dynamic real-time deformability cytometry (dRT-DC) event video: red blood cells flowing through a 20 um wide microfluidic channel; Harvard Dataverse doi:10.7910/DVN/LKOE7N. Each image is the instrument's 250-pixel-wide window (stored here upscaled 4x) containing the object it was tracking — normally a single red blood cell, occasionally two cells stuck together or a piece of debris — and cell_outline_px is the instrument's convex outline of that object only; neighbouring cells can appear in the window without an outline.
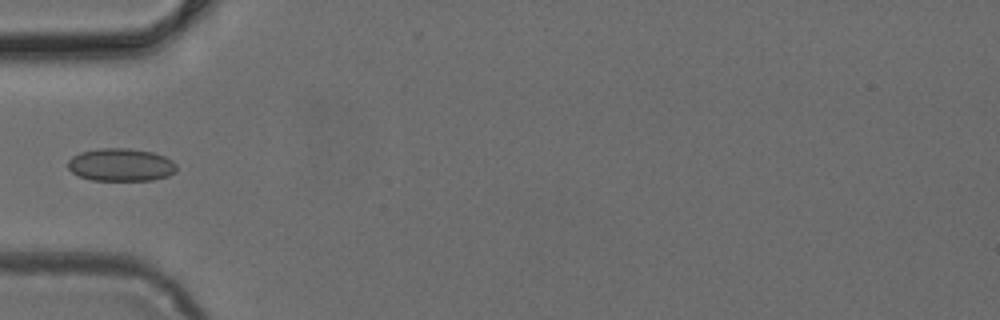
{"species": "common noctule bat (a hibernating species)", "species_latin": "Nyctalus noctula", "temperature_condition": "cold", "stored_images_in_passage": 4, "camera_frame_rate_fps": 3000, "um_per_image_px": 0.085, "animal": {"sex": "female", "body_mass_g": 24.6, "forearm_length_mm": 56.2}, "frame": {"image": 1, "passage_image": 3, "time_ms": 0.667, "image_size_px": [1000, 320], "cell_outline_px": [[176, 172], [168, 176], [152, 180], [92, 180], [80, 176], [72, 172], [68, 168], [68, 160], [72, 156], [80, 152], [100, 148], [128, 148], [152, 152], [164, 156], [172, 160], [176, 164]], "centroid_in_image_um": [10.28, 14.0], "position_along_channel_um": 74.7, "area_um2": 20.81}}
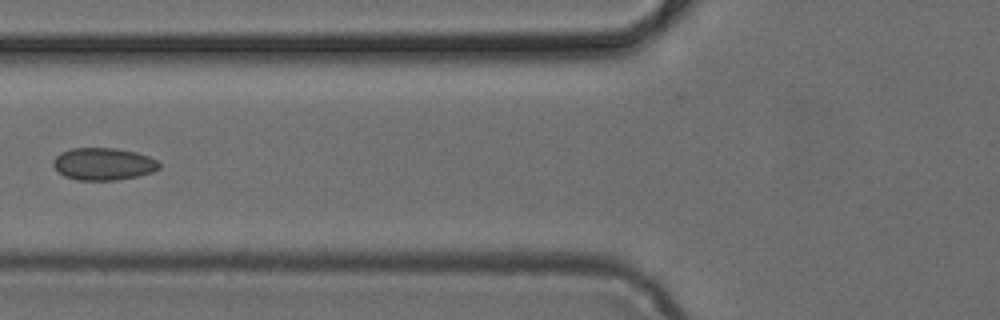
{"frame": {"image": 2, "passage_image": 4, "time_ms": 1.0, "image_size_px": [1000, 320], "cell_outline_px": [[160, 168], [152, 172], [136, 176], [116, 180], [76, 180], [64, 176], [52, 164], [52, 160], [60, 152], [72, 148], [116, 148], [136, 152], [148, 156], [156, 160], [160, 164]], "centroid_in_image_um": [8.77, 13.93], "position_along_channel_um": 117.0, "area_um2": 19.94}}